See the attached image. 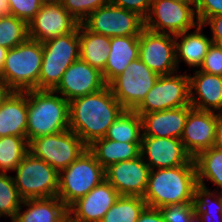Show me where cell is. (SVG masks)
Instances as JSON below:
<instances>
[{"label": "cell", "instance_id": "obj_1", "mask_svg": "<svg viewBox=\"0 0 222 222\" xmlns=\"http://www.w3.org/2000/svg\"><path fill=\"white\" fill-rule=\"evenodd\" d=\"M124 110L106 85L95 93L69 101V130L88 147L95 140L104 138L108 128Z\"/></svg>", "mask_w": 222, "mask_h": 222}, {"label": "cell", "instance_id": "obj_2", "mask_svg": "<svg viewBox=\"0 0 222 222\" xmlns=\"http://www.w3.org/2000/svg\"><path fill=\"white\" fill-rule=\"evenodd\" d=\"M195 165L150 170L143 199L148 207L161 208L194 202Z\"/></svg>", "mask_w": 222, "mask_h": 222}, {"label": "cell", "instance_id": "obj_3", "mask_svg": "<svg viewBox=\"0 0 222 222\" xmlns=\"http://www.w3.org/2000/svg\"><path fill=\"white\" fill-rule=\"evenodd\" d=\"M69 129V101L53 90L27 91V142Z\"/></svg>", "mask_w": 222, "mask_h": 222}, {"label": "cell", "instance_id": "obj_4", "mask_svg": "<svg viewBox=\"0 0 222 222\" xmlns=\"http://www.w3.org/2000/svg\"><path fill=\"white\" fill-rule=\"evenodd\" d=\"M42 57V42L30 38L20 45L8 49L0 73V82L10 91L38 90Z\"/></svg>", "mask_w": 222, "mask_h": 222}, {"label": "cell", "instance_id": "obj_5", "mask_svg": "<svg viewBox=\"0 0 222 222\" xmlns=\"http://www.w3.org/2000/svg\"><path fill=\"white\" fill-rule=\"evenodd\" d=\"M105 179V169L87 148L67 168L59 172L57 197L69 207Z\"/></svg>", "mask_w": 222, "mask_h": 222}, {"label": "cell", "instance_id": "obj_6", "mask_svg": "<svg viewBox=\"0 0 222 222\" xmlns=\"http://www.w3.org/2000/svg\"><path fill=\"white\" fill-rule=\"evenodd\" d=\"M38 90H53L66 69L79 59V25L71 32L42 42Z\"/></svg>", "mask_w": 222, "mask_h": 222}, {"label": "cell", "instance_id": "obj_7", "mask_svg": "<svg viewBox=\"0 0 222 222\" xmlns=\"http://www.w3.org/2000/svg\"><path fill=\"white\" fill-rule=\"evenodd\" d=\"M14 172L15 186L23 200L57 196L59 172L30 152Z\"/></svg>", "mask_w": 222, "mask_h": 222}, {"label": "cell", "instance_id": "obj_8", "mask_svg": "<svg viewBox=\"0 0 222 222\" xmlns=\"http://www.w3.org/2000/svg\"><path fill=\"white\" fill-rule=\"evenodd\" d=\"M199 24L192 0H152L145 18L148 30L177 35Z\"/></svg>", "mask_w": 222, "mask_h": 222}, {"label": "cell", "instance_id": "obj_9", "mask_svg": "<svg viewBox=\"0 0 222 222\" xmlns=\"http://www.w3.org/2000/svg\"><path fill=\"white\" fill-rule=\"evenodd\" d=\"M87 146L72 130L32 139L28 144L29 152L49 164L58 172L73 163Z\"/></svg>", "mask_w": 222, "mask_h": 222}, {"label": "cell", "instance_id": "obj_10", "mask_svg": "<svg viewBox=\"0 0 222 222\" xmlns=\"http://www.w3.org/2000/svg\"><path fill=\"white\" fill-rule=\"evenodd\" d=\"M158 77V74L138 58L107 85L113 96L125 109L135 110L145 99Z\"/></svg>", "mask_w": 222, "mask_h": 222}, {"label": "cell", "instance_id": "obj_11", "mask_svg": "<svg viewBox=\"0 0 222 222\" xmlns=\"http://www.w3.org/2000/svg\"><path fill=\"white\" fill-rule=\"evenodd\" d=\"M81 24L90 32L108 36H139L145 28V19L138 13L111 3L90 13Z\"/></svg>", "mask_w": 222, "mask_h": 222}, {"label": "cell", "instance_id": "obj_12", "mask_svg": "<svg viewBox=\"0 0 222 222\" xmlns=\"http://www.w3.org/2000/svg\"><path fill=\"white\" fill-rule=\"evenodd\" d=\"M190 105L189 75L187 72L159 76L146 94L142 103L134 110L140 116L154 111H163Z\"/></svg>", "mask_w": 222, "mask_h": 222}, {"label": "cell", "instance_id": "obj_13", "mask_svg": "<svg viewBox=\"0 0 222 222\" xmlns=\"http://www.w3.org/2000/svg\"><path fill=\"white\" fill-rule=\"evenodd\" d=\"M139 59L159 76L178 72L175 35L144 28L139 35Z\"/></svg>", "mask_w": 222, "mask_h": 222}, {"label": "cell", "instance_id": "obj_14", "mask_svg": "<svg viewBox=\"0 0 222 222\" xmlns=\"http://www.w3.org/2000/svg\"><path fill=\"white\" fill-rule=\"evenodd\" d=\"M79 22L62 6L59 0H46L39 12L28 23L29 38L46 40L71 33Z\"/></svg>", "mask_w": 222, "mask_h": 222}, {"label": "cell", "instance_id": "obj_15", "mask_svg": "<svg viewBox=\"0 0 222 222\" xmlns=\"http://www.w3.org/2000/svg\"><path fill=\"white\" fill-rule=\"evenodd\" d=\"M140 155L151 170L195 165L179 138L142 136Z\"/></svg>", "mask_w": 222, "mask_h": 222}, {"label": "cell", "instance_id": "obj_16", "mask_svg": "<svg viewBox=\"0 0 222 222\" xmlns=\"http://www.w3.org/2000/svg\"><path fill=\"white\" fill-rule=\"evenodd\" d=\"M106 85L102 72L79 58L66 69L53 91L71 101L95 93Z\"/></svg>", "mask_w": 222, "mask_h": 222}, {"label": "cell", "instance_id": "obj_17", "mask_svg": "<svg viewBox=\"0 0 222 222\" xmlns=\"http://www.w3.org/2000/svg\"><path fill=\"white\" fill-rule=\"evenodd\" d=\"M150 170L140 155L135 159L110 165L105 169V179L116 189L119 195L143 197Z\"/></svg>", "mask_w": 222, "mask_h": 222}, {"label": "cell", "instance_id": "obj_18", "mask_svg": "<svg viewBox=\"0 0 222 222\" xmlns=\"http://www.w3.org/2000/svg\"><path fill=\"white\" fill-rule=\"evenodd\" d=\"M120 195L106 180L68 207V218L73 222H100Z\"/></svg>", "mask_w": 222, "mask_h": 222}, {"label": "cell", "instance_id": "obj_19", "mask_svg": "<svg viewBox=\"0 0 222 222\" xmlns=\"http://www.w3.org/2000/svg\"><path fill=\"white\" fill-rule=\"evenodd\" d=\"M219 114L192 108L185 121L181 141L194 158L203 150L213 147Z\"/></svg>", "mask_w": 222, "mask_h": 222}, {"label": "cell", "instance_id": "obj_20", "mask_svg": "<svg viewBox=\"0 0 222 222\" xmlns=\"http://www.w3.org/2000/svg\"><path fill=\"white\" fill-rule=\"evenodd\" d=\"M189 75L190 105L198 110L222 113V76L194 70ZM198 96V97H197Z\"/></svg>", "mask_w": 222, "mask_h": 222}, {"label": "cell", "instance_id": "obj_21", "mask_svg": "<svg viewBox=\"0 0 222 222\" xmlns=\"http://www.w3.org/2000/svg\"><path fill=\"white\" fill-rule=\"evenodd\" d=\"M192 108L183 106L141 115L142 136L181 139L188 112Z\"/></svg>", "mask_w": 222, "mask_h": 222}, {"label": "cell", "instance_id": "obj_22", "mask_svg": "<svg viewBox=\"0 0 222 222\" xmlns=\"http://www.w3.org/2000/svg\"><path fill=\"white\" fill-rule=\"evenodd\" d=\"M27 137V91H10L0 104V137Z\"/></svg>", "mask_w": 222, "mask_h": 222}, {"label": "cell", "instance_id": "obj_23", "mask_svg": "<svg viewBox=\"0 0 222 222\" xmlns=\"http://www.w3.org/2000/svg\"><path fill=\"white\" fill-rule=\"evenodd\" d=\"M27 207L26 210H22ZM68 207L57 197L27 199L22 201L12 222H65Z\"/></svg>", "mask_w": 222, "mask_h": 222}, {"label": "cell", "instance_id": "obj_24", "mask_svg": "<svg viewBox=\"0 0 222 222\" xmlns=\"http://www.w3.org/2000/svg\"><path fill=\"white\" fill-rule=\"evenodd\" d=\"M203 25L198 24L193 32L190 30L175 35L176 63L179 71L180 62L190 67H200L212 44V40L204 35ZM181 39V40H180Z\"/></svg>", "mask_w": 222, "mask_h": 222}, {"label": "cell", "instance_id": "obj_25", "mask_svg": "<svg viewBox=\"0 0 222 222\" xmlns=\"http://www.w3.org/2000/svg\"><path fill=\"white\" fill-rule=\"evenodd\" d=\"M139 58V36L110 37V52L103 79L108 84L114 77L121 74L134 60Z\"/></svg>", "mask_w": 222, "mask_h": 222}, {"label": "cell", "instance_id": "obj_26", "mask_svg": "<svg viewBox=\"0 0 222 222\" xmlns=\"http://www.w3.org/2000/svg\"><path fill=\"white\" fill-rule=\"evenodd\" d=\"M110 52V37L87 30L79 23V58L103 72Z\"/></svg>", "mask_w": 222, "mask_h": 222}, {"label": "cell", "instance_id": "obj_27", "mask_svg": "<svg viewBox=\"0 0 222 222\" xmlns=\"http://www.w3.org/2000/svg\"><path fill=\"white\" fill-rule=\"evenodd\" d=\"M140 145L141 143H127L101 138L95 140L87 148L94 154L100 165L106 169L114 163L139 157Z\"/></svg>", "mask_w": 222, "mask_h": 222}, {"label": "cell", "instance_id": "obj_28", "mask_svg": "<svg viewBox=\"0 0 222 222\" xmlns=\"http://www.w3.org/2000/svg\"><path fill=\"white\" fill-rule=\"evenodd\" d=\"M193 160L197 183L205 186L204 180H209L217 186L214 190L222 192V150L211 147L197 154Z\"/></svg>", "mask_w": 222, "mask_h": 222}, {"label": "cell", "instance_id": "obj_29", "mask_svg": "<svg viewBox=\"0 0 222 222\" xmlns=\"http://www.w3.org/2000/svg\"><path fill=\"white\" fill-rule=\"evenodd\" d=\"M106 139L127 143H141L142 120L134 110L125 109L108 128Z\"/></svg>", "mask_w": 222, "mask_h": 222}, {"label": "cell", "instance_id": "obj_30", "mask_svg": "<svg viewBox=\"0 0 222 222\" xmlns=\"http://www.w3.org/2000/svg\"><path fill=\"white\" fill-rule=\"evenodd\" d=\"M195 212L203 222H222V194L197 184L194 189ZM216 218V219H215Z\"/></svg>", "mask_w": 222, "mask_h": 222}, {"label": "cell", "instance_id": "obj_31", "mask_svg": "<svg viewBox=\"0 0 222 222\" xmlns=\"http://www.w3.org/2000/svg\"><path fill=\"white\" fill-rule=\"evenodd\" d=\"M27 137H0V173L14 172L29 152Z\"/></svg>", "mask_w": 222, "mask_h": 222}, {"label": "cell", "instance_id": "obj_32", "mask_svg": "<svg viewBox=\"0 0 222 222\" xmlns=\"http://www.w3.org/2000/svg\"><path fill=\"white\" fill-rule=\"evenodd\" d=\"M146 206L140 196L120 195L100 222H137Z\"/></svg>", "mask_w": 222, "mask_h": 222}, {"label": "cell", "instance_id": "obj_33", "mask_svg": "<svg viewBox=\"0 0 222 222\" xmlns=\"http://www.w3.org/2000/svg\"><path fill=\"white\" fill-rule=\"evenodd\" d=\"M29 38L28 23L13 15L0 16V46L11 49Z\"/></svg>", "mask_w": 222, "mask_h": 222}, {"label": "cell", "instance_id": "obj_34", "mask_svg": "<svg viewBox=\"0 0 222 222\" xmlns=\"http://www.w3.org/2000/svg\"><path fill=\"white\" fill-rule=\"evenodd\" d=\"M22 201L13 177L7 173H0V217H10L12 222Z\"/></svg>", "mask_w": 222, "mask_h": 222}, {"label": "cell", "instance_id": "obj_35", "mask_svg": "<svg viewBox=\"0 0 222 222\" xmlns=\"http://www.w3.org/2000/svg\"><path fill=\"white\" fill-rule=\"evenodd\" d=\"M62 6L81 23L90 13L109 3V0H59Z\"/></svg>", "mask_w": 222, "mask_h": 222}, {"label": "cell", "instance_id": "obj_36", "mask_svg": "<svg viewBox=\"0 0 222 222\" xmlns=\"http://www.w3.org/2000/svg\"><path fill=\"white\" fill-rule=\"evenodd\" d=\"M46 0H8L9 15L29 23Z\"/></svg>", "mask_w": 222, "mask_h": 222}, {"label": "cell", "instance_id": "obj_37", "mask_svg": "<svg viewBox=\"0 0 222 222\" xmlns=\"http://www.w3.org/2000/svg\"><path fill=\"white\" fill-rule=\"evenodd\" d=\"M165 222H189L195 213L194 203L166 205L159 208Z\"/></svg>", "mask_w": 222, "mask_h": 222}, {"label": "cell", "instance_id": "obj_38", "mask_svg": "<svg viewBox=\"0 0 222 222\" xmlns=\"http://www.w3.org/2000/svg\"><path fill=\"white\" fill-rule=\"evenodd\" d=\"M198 69L208 74L222 76V46L211 44Z\"/></svg>", "mask_w": 222, "mask_h": 222}, {"label": "cell", "instance_id": "obj_39", "mask_svg": "<svg viewBox=\"0 0 222 222\" xmlns=\"http://www.w3.org/2000/svg\"><path fill=\"white\" fill-rule=\"evenodd\" d=\"M199 24L206 18L222 14V0H192Z\"/></svg>", "mask_w": 222, "mask_h": 222}, {"label": "cell", "instance_id": "obj_40", "mask_svg": "<svg viewBox=\"0 0 222 222\" xmlns=\"http://www.w3.org/2000/svg\"><path fill=\"white\" fill-rule=\"evenodd\" d=\"M109 3L138 13L145 19L149 14L152 0H109Z\"/></svg>", "mask_w": 222, "mask_h": 222}, {"label": "cell", "instance_id": "obj_41", "mask_svg": "<svg viewBox=\"0 0 222 222\" xmlns=\"http://www.w3.org/2000/svg\"><path fill=\"white\" fill-rule=\"evenodd\" d=\"M201 25H210L212 44L222 46V14L206 18Z\"/></svg>", "mask_w": 222, "mask_h": 222}, {"label": "cell", "instance_id": "obj_42", "mask_svg": "<svg viewBox=\"0 0 222 222\" xmlns=\"http://www.w3.org/2000/svg\"><path fill=\"white\" fill-rule=\"evenodd\" d=\"M137 222H165L158 208L146 206L140 213Z\"/></svg>", "mask_w": 222, "mask_h": 222}, {"label": "cell", "instance_id": "obj_43", "mask_svg": "<svg viewBox=\"0 0 222 222\" xmlns=\"http://www.w3.org/2000/svg\"><path fill=\"white\" fill-rule=\"evenodd\" d=\"M213 147L222 150V116L219 114L218 123L216 126L215 142Z\"/></svg>", "mask_w": 222, "mask_h": 222}, {"label": "cell", "instance_id": "obj_44", "mask_svg": "<svg viewBox=\"0 0 222 222\" xmlns=\"http://www.w3.org/2000/svg\"><path fill=\"white\" fill-rule=\"evenodd\" d=\"M9 15L8 0H0V16Z\"/></svg>", "mask_w": 222, "mask_h": 222}, {"label": "cell", "instance_id": "obj_45", "mask_svg": "<svg viewBox=\"0 0 222 222\" xmlns=\"http://www.w3.org/2000/svg\"><path fill=\"white\" fill-rule=\"evenodd\" d=\"M7 52H8L7 48L0 46V73L3 69Z\"/></svg>", "mask_w": 222, "mask_h": 222}, {"label": "cell", "instance_id": "obj_46", "mask_svg": "<svg viewBox=\"0 0 222 222\" xmlns=\"http://www.w3.org/2000/svg\"><path fill=\"white\" fill-rule=\"evenodd\" d=\"M9 92L10 90L2 82H0V104Z\"/></svg>", "mask_w": 222, "mask_h": 222}, {"label": "cell", "instance_id": "obj_47", "mask_svg": "<svg viewBox=\"0 0 222 222\" xmlns=\"http://www.w3.org/2000/svg\"><path fill=\"white\" fill-rule=\"evenodd\" d=\"M189 222H203L202 218L196 212L190 217Z\"/></svg>", "mask_w": 222, "mask_h": 222}, {"label": "cell", "instance_id": "obj_48", "mask_svg": "<svg viewBox=\"0 0 222 222\" xmlns=\"http://www.w3.org/2000/svg\"><path fill=\"white\" fill-rule=\"evenodd\" d=\"M65 222H73V221H71V220L68 218Z\"/></svg>", "mask_w": 222, "mask_h": 222}]
</instances>
